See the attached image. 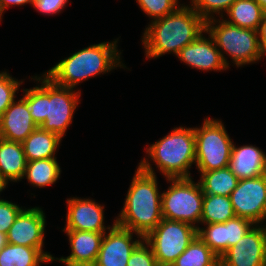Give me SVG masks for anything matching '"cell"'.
<instances>
[{
    "label": "cell",
    "instance_id": "obj_1",
    "mask_svg": "<svg viewBox=\"0 0 266 266\" xmlns=\"http://www.w3.org/2000/svg\"><path fill=\"white\" fill-rule=\"evenodd\" d=\"M31 77L40 85L30 89L23 88L30 115L42 130L64 137L72 124L73 115L78 107L81 91L55 84L44 73Z\"/></svg>",
    "mask_w": 266,
    "mask_h": 266
},
{
    "label": "cell",
    "instance_id": "obj_2",
    "mask_svg": "<svg viewBox=\"0 0 266 266\" xmlns=\"http://www.w3.org/2000/svg\"><path fill=\"white\" fill-rule=\"evenodd\" d=\"M206 33V22L190 6L182 4L171 14L151 21L145 28L141 43L149 59L174 54Z\"/></svg>",
    "mask_w": 266,
    "mask_h": 266
},
{
    "label": "cell",
    "instance_id": "obj_3",
    "mask_svg": "<svg viewBox=\"0 0 266 266\" xmlns=\"http://www.w3.org/2000/svg\"><path fill=\"white\" fill-rule=\"evenodd\" d=\"M131 181L115 224L145 238L163 219L162 193L159 192L156 174L148 173L139 166Z\"/></svg>",
    "mask_w": 266,
    "mask_h": 266
},
{
    "label": "cell",
    "instance_id": "obj_4",
    "mask_svg": "<svg viewBox=\"0 0 266 266\" xmlns=\"http://www.w3.org/2000/svg\"><path fill=\"white\" fill-rule=\"evenodd\" d=\"M119 39L90 45L55 64L44 74L55 84L76 88L79 83L106 74L113 69L126 68L118 50Z\"/></svg>",
    "mask_w": 266,
    "mask_h": 266
},
{
    "label": "cell",
    "instance_id": "obj_5",
    "mask_svg": "<svg viewBox=\"0 0 266 266\" xmlns=\"http://www.w3.org/2000/svg\"><path fill=\"white\" fill-rule=\"evenodd\" d=\"M147 147L148 158H142L138 165L142 170L156 174L150 164L153 161L165 178L192 177L190 168L196 159L194 127H174L162 139Z\"/></svg>",
    "mask_w": 266,
    "mask_h": 266
},
{
    "label": "cell",
    "instance_id": "obj_6",
    "mask_svg": "<svg viewBox=\"0 0 266 266\" xmlns=\"http://www.w3.org/2000/svg\"><path fill=\"white\" fill-rule=\"evenodd\" d=\"M206 33L210 34L220 51L223 62L229 69L230 56L235 66L256 63L264 56L256 30L241 28L222 19H211L206 22Z\"/></svg>",
    "mask_w": 266,
    "mask_h": 266
},
{
    "label": "cell",
    "instance_id": "obj_7",
    "mask_svg": "<svg viewBox=\"0 0 266 266\" xmlns=\"http://www.w3.org/2000/svg\"><path fill=\"white\" fill-rule=\"evenodd\" d=\"M196 159L199 172L228 167L233 141L219 119L207 117L201 127L194 128Z\"/></svg>",
    "mask_w": 266,
    "mask_h": 266
},
{
    "label": "cell",
    "instance_id": "obj_8",
    "mask_svg": "<svg viewBox=\"0 0 266 266\" xmlns=\"http://www.w3.org/2000/svg\"><path fill=\"white\" fill-rule=\"evenodd\" d=\"M192 179L166 178L170 186L162 192V215L165 219L185 222L199 228L204 193L199 182L195 183Z\"/></svg>",
    "mask_w": 266,
    "mask_h": 266
},
{
    "label": "cell",
    "instance_id": "obj_9",
    "mask_svg": "<svg viewBox=\"0 0 266 266\" xmlns=\"http://www.w3.org/2000/svg\"><path fill=\"white\" fill-rule=\"evenodd\" d=\"M196 237L197 228L193 225L163 218L144 240L159 266H171Z\"/></svg>",
    "mask_w": 266,
    "mask_h": 266
},
{
    "label": "cell",
    "instance_id": "obj_10",
    "mask_svg": "<svg viewBox=\"0 0 266 266\" xmlns=\"http://www.w3.org/2000/svg\"><path fill=\"white\" fill-rule=\"evenodd\" d=\"M229 197L237 217L266 224V174L239 180Z\"/></svg>",
    "mask_w": 266,
    "mask_h": 266
},
{
    "label": "cell",
    "instance_id": "obj_11",
    "mask_svg": "<svg viewBox=\"0 0 266 266\" xmlns=\"http://www.w3.org/2000/svg\"><path fill=\"white\" fill-rule=\"evenodd\" d=\"M220 266H266V224L254 225L220 257Z\"/></svg>",
    "mask_w": 266,
    "mask_h": 266
},
{
    "label": "cell",
    "instance_id": "obj_12",
    "mask_svg": "<svg viewBox=\"0 0 266 266\" xmlns=\"http://www.w3.org/2000/svg\"><path fill=\"white\" fill-rule=\"evenodd\" d=\"M133 234L138 239L134 238ZM144 240L140 234L115 224L104 233L101 247L93 266H127L133 250Z\"/></svg>",
    "mask_w": 266,
    "mask_h": 266
},
{
    "label": "cell",
    "instance_id": "obj_13",
    "mask_svg": "<svg viewBox=\"0 0 266 266\" xmlns=\"http://www.w3.org/2000/svg\"><path fill=\"white\" fill-rule=\"evenodd\" d=\"M197 228V236L220 258L234 246L255 224L235 216L225 223L204 224Z\"/></svg>",
    "mask_w": 266,
    "mask_h": 266
},
{
    "label": "cell",
    "instance_id": "obj_14",
    "mask_svg": "<svg viewBox=\"0 0 266 266\" xmlns=\"http://www.w3.org/2000/svg\"><path fill=\"white\" fill-rule=\"evenodd\" d=\"M66 224L63 230L106 233L115 225L105 226L104 205L89 198H67Z\"/></svg>",
    "mask_w": 266,
    "mask_h": 266
},
{
    "label": "cell",
    "instance_id": "obj_15",
    "mask_svg": "<svg viewBox=\"0 0 266 266\" xmlns=\"http://www.w3.org/2000/svg\"><path fill=\"white\" fill-rule=\"evenodd\" d=\"M45 218L41 208L24 207L6 234L7 243L43 249Z\"/></svg>",
    "mask_w": 266,
    "mask_h": 266
},
{
    "label": "cell",
    "instance_id": "obj_16",
    "mask_svg": "<svg viewBox=\"0 0 266 266\" xmlns=\"http://www.w3.org/2000/svg\"><path fill=\"white\" fill-rule=\"evenodd\" d=\"M191 68L202 71H219L228 69L221 57L214 38L201 34L192 43L186 45L176 56Z\"/></svg>",
    "mask_w": 266,
    "mask_h": 266
},
{
    "label": "cell",
    "instance_id": "obj_17",
    "mask_svg": "<svg viewBox=\"0 0 266 266\" xmlns=\"http://www.w3.org/2000/svg\"><path fill=\"white\" fill-rule=\"evenodd\" d=\"M69 238L71 254L54 258L66 266H93L96 262L104 233L79 230H62Z\"/></svg>",
    "mask_w": 266,
    "mask_h": 266
},
{
    "label": "cell",
    "instance_id": "obj_18",
    "mask_svg": "<svg viewBox=\"0 0 266 266\" xmlns=\"http://www.w3.org/2000/svg\"><path fill=\"white\" fill-rule=\"evenodd\" d=\"M38 126L30 115L26 100H14L0 117V137L22 143Z\"/></svg>",
    "mask_w": 266,
    "mask_h": 266
},
{
    "label": "cell",
    "instance_id": "obj_19",
    "mask_svg": "<svg viewBox=\"0 0 266 266\" xmlns=\"http://www.w3.org/2000/svg\"><path fill=\"white\" fill-rule=\"evenodd\" d=\"M228 168L238 180L266 174V154L254 145L236 146L233 142Z\"/></svg>",
    "mask_w": 266,
    "mask_h": 266
},
{
    "label": "cell",
    "instance_id": "obj_20",
    "mask_svg": "<svg viewBox=\"0 0 266 266\" xmlns=\"http://www.w3.org/2000/svg\"><path fill=\"white\" fill-rule=\"evenodd\" d=\"M27 162L20 142L0 137V177L7 184L23 179Z\"/></svg>",
    "mask_w": 266,
    "mask_h": 266
},
{
    "label": "cell",
    "instance_id": "obj_21",
    "mask_svg": "<svg viewBox=\"0 0 266 266\" xmlns=\"http://www.w3.org/2000/svg\"><path fill=\"white\" fill-rule=\"evenodd\" d=\"M62 138L37 127L21 144L27 161L57 158L56 151Z\"/></svg>",
    "mask_w": 266,
    "mask_h": 266
},
{
    "label": "cell",
    "instance_id": "obj_22",
    "mask_svg": "<svg viewBox=\"0 0 266 266\" xmlns=\"http://www.w3.org/2000/svg\"><path fill=\"white\" fill-rule=\"evenodd\" d=\"M53 255L43 249L7 243L0 250V266H40L52 263Z\"/></svg>",
    "mask_w": 266,
    "mask_h": 266
},
{
    "label": "cell",
    "instance_id": "obj_23",
    "mask_svg": "<svg viewBox=\"0 0 266 266\" xmlns=\"http://www.w3.org/2000/svg\"><path fill=\"white\" fill-rule=\"evenodd\" d=\"M225 14L228 23L257 31L265 12L255 0H236Z\"/></svg>",
    "mask_w": 266,
    "mask_h": 266
},
{
    "label": "cell",
    "instance_id": "obj_24",
    "mask_svg": "<svg viewBox=\"0 0 266 266\" xmlns=\"http://www.w3.org/2000/svg\"><path fill=\"white\" fill-rule=\"evenodd\" d=\"M61 168L57 158L28 161L23 179L33 187L51 186L60 178Z\"/></svg>",
    "mask_w": 266,
    "mask_h": 266
},
{
    "label": "cell",
    "instance_id": "obj_25",
    "mask_svg": "<svg viewBox=\"0 0 266 266\" xmlns=\"http://www.w3.org/2000/svg\"><path fill=\"white\" fill-rule=\"evenodd\" d=\"M199 173L198 182L204 194L230 196L239 181L228 167Z\"/></svg>",
    "mask_w": 266,
    "mask_h": 266
},
{
    "label": "cell",
    "instance_id": "obj_26",
    "mask_svg": "<svg viewBox=\"0 0 266 266\" xmlns=\"http://www.w3.org/2000/svg\"><path fill=\"white\" fill-rule=\"evenodd\" d=\"M229 196L204 194L200 224L225 223L234 218Z\"/></svg>",
    "mask_w": 266,
    "mask_h": 266
},
{
    "label": "cell",
    "instance_id": "obj_27",
    "mask_svg": "<svg viewBox=\"0 0 266 266\" xmlns=\"http://www.w3.org/2000/svg\"><path fill=\"white\" fill-rule=\"evenodd\" d=\"M171 266H220V258L197 236Z\"/></svg>",
    "mask_w": 266,
    "mask_h": 266
},
{
    "label": "cell",
    "instance_id": "obj_28",
    "mask_svg": "<svg viewBox=\"0 0 266 266\" xmlns=\"http://www.w3.org/2000/svg\"><path fill=\"white\" fill-rule=\"evenodd\" d=\"M235 1L236 0H191V4L189 5L205 22H207L216 18L215 14L216 16L219 15L220 18H223Z\"/></svg>",
    "mask_w": 266,
    "mask_h": 266
},
{
    "label": "cell",
    "instance_id": "obj_29",
    "mask_svg": "<svg viewBox=\"0 0 266 266\" xmlns=\"http://www.w3.org/2000/svg\"><path fill=\"white\" fill-rule=\"evenodd\" d=\"M141 10L153 21L174 12L180 5L179 0H136ZM178 5V6H177Z\"/></svg>",
    "mask_w": 266,
    "mask_h": 266
},
{
    "label": "cell",
    "instance_id": "obj_30",
    "mask_svg": "<svg viewBox=\"0 0 266 266\" xmlns=\"http://www.w3.org/2000/svg\"><path fill=\"white\" fill-rule=\"evenodd\" d=\"M23 80L15 79L7 71L0 72V117L15 100Z\"/></svg>",
    "mask_w": 266,
    "mask_h": 266
},
{
    "label": "cell",
    "instance_id": "obj_31",
    "mask_svg": "<svg viewBox=\"0 0 266 266\" xmlns=\"http://www.w3.org/2000/svg\"><path fill=\"white\" fill-rule=\"evenodd\" d=\"M127 266H159L151 246L143 240L132 252Z\"/></svg>",
    "mask_w": 266,
    "mask_h": 266
},
{
    "label": "cell",
    "instance_id": "obj_32",
    "mask_svg": "<svg viewBox=\"0 0 266 266\" xmlns=\"http://www.w3.org/2000/svg\"><path fill=\"white\" fill-rule=\"evenodd\" d=\"M24 208L12 201L0 199V232L7 234L15 219Z\"/></svg>",
    "mask_w": 266,
    "mask_h": 266
},
{
    "label": "cell",
    "instance_id": "obj_33",
    "mask_svg": "<svg viewBox=\"0 0 266 266\" xmlns=\"http://www.w3.org/2000/svg\"><path fill=\"white\" fill-rule=\"evenodd\" d=\"M69 0H34L32 5L36 11L46 15H55L67 6Z\"/></svg>",
    "mask_w": 266,
    "mask_h": 266
},
{
    "label": "cell",
    "instance_id": "obj_34",
    "mask_svg": "<svg viewBox=\"0 0 266 266\" xmlns=\"http://www.w3.org/2000/svg\"><path fill=\"white\" fill-rule=\"evenodd\" d=\"M261 50L266 55V13L264 14L263 22L259 25V28L257 30Z\"/></svg>",
    "mask_w": 266,
    "mask_h": 266
},
{
    "label": "cell",
    "instance_id": "obj_35",
    "mask_svg": "<svg viewBox=\"0 0 266 266\" xmlns=\"http://www.w3.org/2000/svg\"><path fill=\"white\" fill-rule=\"evenodd\" d=\"M34 0H0V10L1 13H4V10L9 8L10 6H22L25 4H31Z\"/></svg>",
    "mask_w": 266,
    "mask_h": 266
},
{
    "label": "cell",
    "instance_id": "obj_36",
    "mask_svg": "<svg viewBox=\"0 0 266 266\" xmlns=\"http://www.w3.org/2000/svg\"><path fill=\"white\" fill-rule=\"evenodd\" d=\"M7 244V236L6 234L0 232V250L5 247Z\"/></svg>",
    "mask_w": 266,
    "mask_h": 266
},
{
    "label": "cell",
    "instance_id": "obj_37",
    "mask_svg": "<svg viewBox=\"0 0 266 266\" xmlns=\"http://www.w3.org/2000/svg\"><path fill=\"white\" fill-rule=\"evenodd\" d=\"M7 185L8 184L0 177V193L3 192V190H5Z\"/></svg>",
    "mask_w": 266,
    "mask_h": 266
},
{
    "label": "cell",
    "instance_id": "obj_38",
    "mask_svg": "<svg viewBox=\"0 0 266 266\" xmlns=\"http://www.w3.org/2000/svg\"><path fill=\"white\" fill-rule=\"evenodd\" d=\"M264 10V12L266 13V0H255Z\"/></svg>",
    "mask_w": 266,
    "mask_h": 266
},
{
    "label": "cell",
    "instance_id": "obj_39",
    "mask_svg": "<svg viewBox=\"0 0 266 266\" xmlns=\"http://www.w3.org/2000/svg\"><path fill=\"white\" fill-rule=\"evenodd\" d=\"M2 16L3 14L1 13V10H0V22L2 21Z\"/></svg>",
    "mask_w": 266,
    "mask_h": 266
}]
</instances>
